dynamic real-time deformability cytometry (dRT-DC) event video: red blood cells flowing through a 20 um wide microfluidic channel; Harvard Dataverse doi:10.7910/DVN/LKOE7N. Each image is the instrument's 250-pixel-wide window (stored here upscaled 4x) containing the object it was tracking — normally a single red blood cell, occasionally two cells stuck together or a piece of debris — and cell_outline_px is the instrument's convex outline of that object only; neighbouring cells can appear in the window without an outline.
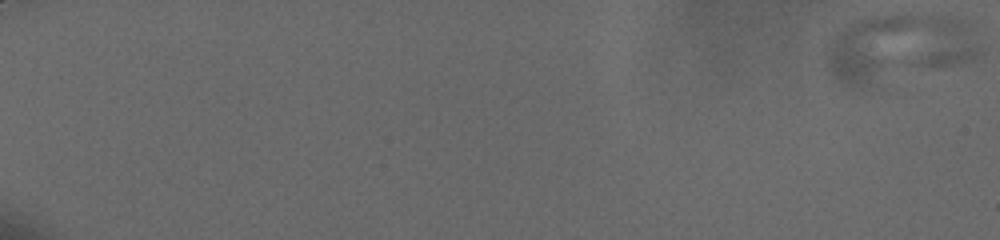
{"species": "human", "species_latin": "Homo sapiens", "temperature_condition": "cold", "stored_images_in_passage": 43, "camera_frame_rate_fps": 3000, "um_per_image_px": 0.085, "donor": {"sex": "male"}, "frame": {"image": 1, "passage_image": 1, "time_ms": 0.0, "image_size_px": [1000, 240], "cell_outline_px": [[984, 52], [976, 60], [880, 88], [860, 92], [848, 88], [840, 84], [828, 72], [824, 60], [824, 48], [832, 36], [836, 32], [856, 20], [872, 16], [892, 12], [900, 12], [956, 16], [976, 20], [984, 48]], "centroid_in_image_um": [76.49, 4.12], "position_along_channel_um": 8.5, "area_um2": 66.82}}
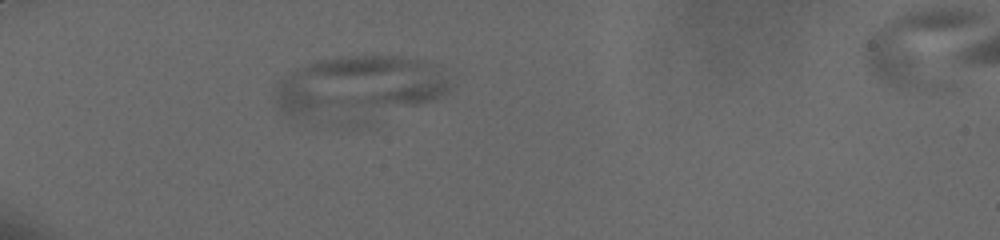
{"frame": {"image": 2, "passage_image": 15, "time_ms": 7.0, "image_size_px": [1000, 240], "cell_outline_px": [[452, 84], [448, 92], [428, 100], [352, 128], [296, 116], [284, 112], [272, 100], [276, 88], [280, 80], [284, 76], [296, 68], [304, 64], [320, 60], [340, 56], [400, 56], [424, 60], [436, 64]], "centroid_in_image_um": [30.47, 7.5], "position_along_channel_um": 54.5, "area_um2": 66.18}}